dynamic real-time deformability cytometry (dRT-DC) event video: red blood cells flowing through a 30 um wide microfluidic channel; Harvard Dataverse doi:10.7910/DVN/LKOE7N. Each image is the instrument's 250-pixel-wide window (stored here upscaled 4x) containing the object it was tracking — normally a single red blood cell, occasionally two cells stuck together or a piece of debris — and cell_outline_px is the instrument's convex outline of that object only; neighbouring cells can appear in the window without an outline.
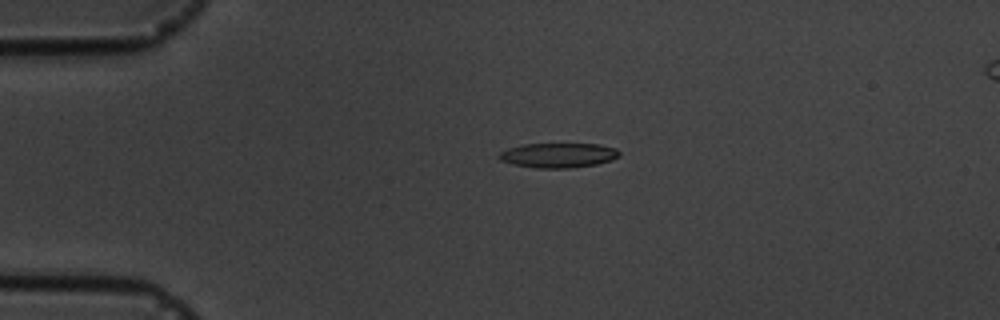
{"species": "common noctule bat (a hibernating species)", "species_latin": "Nyctalus noctula", "temperature_condition": "cold", "stored_images_in_passage": 5, "camera_frame_rate_fps": 3000, "um_per_image_px": 0.085, "animal": {"sex": "male", "body_mass_g": 19.5, "forearm_length_mm": 54.6}, "frame": {"image": 1, "passage_image": 3, "time_ms": 2.333, "image_size_px": [1000, 320], "cell_outline_px": [[620, 156], [612, 160], [596, 164], [572, 168], [536, 168], [512, 164], [500, 160], [496, 156], [500, 152], [508, 148], [520, 144], [600, 144], [616, 148], [620, 152]], "centroid_in_image_um": [47.44, 13.2], "position_along_channel_um": 37.6, "area_um2": 17.51}}
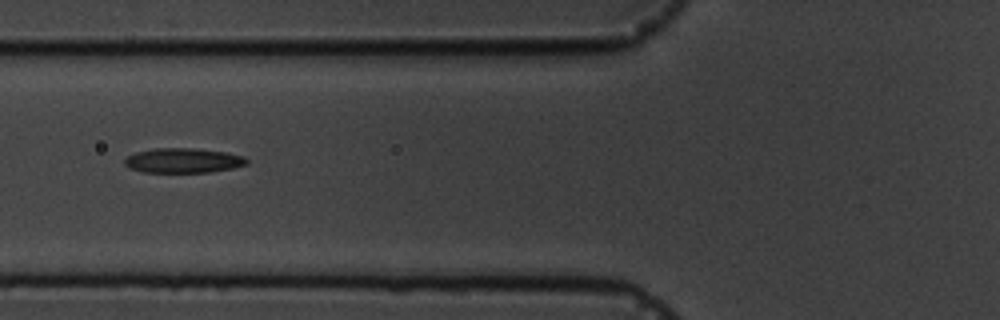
{"frame": {"image": 2, "passage_image": 5, "time_ms": 5.333, "image_size_px": [1000, 320], "cell_outline_px": [[248, 164], [232, 168], [208, 172], [144, 172], [128, 168], [124, 164], [124, 160], [128, 156], [136, 152], [152, 148], [192, 148], [224, 152], [244, 156], [248, 160]], "centroid_in_image_um": [15.55, 13.64], "position_along_channel_um": 110.3, "area_um2": 17.57}}